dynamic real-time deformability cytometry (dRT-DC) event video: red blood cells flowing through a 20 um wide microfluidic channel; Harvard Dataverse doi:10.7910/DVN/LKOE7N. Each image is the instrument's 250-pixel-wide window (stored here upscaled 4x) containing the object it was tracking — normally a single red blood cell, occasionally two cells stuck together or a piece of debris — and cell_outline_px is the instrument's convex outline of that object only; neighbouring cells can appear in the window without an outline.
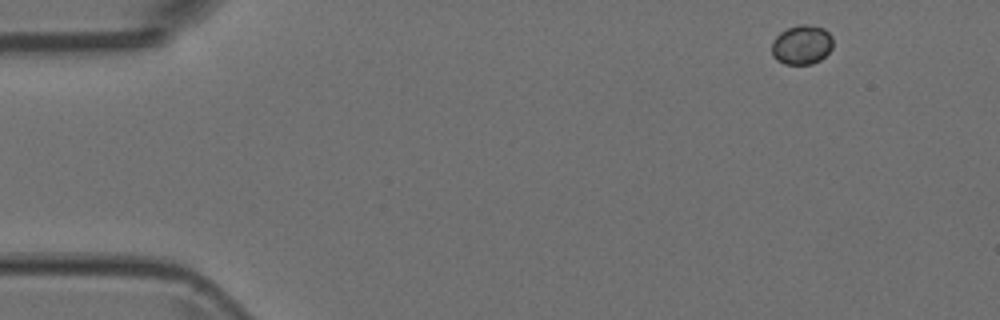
{"species": "Egyptian fruit bat (a non-hibernating species)", "species_latin": "Rousettus aegyptiacus", "temperature_condition": "room temperature", "stored_images_in_passage": 4, "camera_frame_rate_fps": 3000, "um_per_image_px": 0.085, "animal": {"sex": "female"}, "frame": {"image": 1, "passage_image": 1, "time_ms": 0.0, "image_size_px": [1000, 320], "cell_outline_px": [[832, 48], [820, 60], [812, 64], [784, 64], [776, 60], [772, 56], [772, 40], [780, 32], [788, 28], [800, 24], [808, 24], [824, 28], [832, 36]], "centroid_in_image_um": [68.14, 3.8], "position_along_channel_um": 16.9, "area_um2": 14.16}}
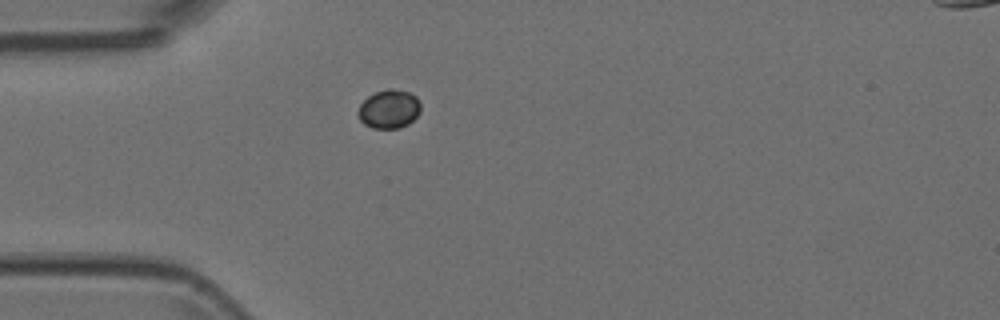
{"frame": {"image": 2, "passage_image": 4, "time_ms": 1.0, "image_size_px": [1000, 320], "cell_outline_px": [[420, 112], [408, 124], [400, 128], [372, 128], [364, 124], [360, 120], [356, 112], [360, 104], [368, 96], [376, 92], [388, 88], [392, 88], [408, 92], [416, 96], [420, 104]], "centroid_in_image_um": [33.05, 9.27], "position_along_channel_um": 52.0, "area_um2": 14.16}}